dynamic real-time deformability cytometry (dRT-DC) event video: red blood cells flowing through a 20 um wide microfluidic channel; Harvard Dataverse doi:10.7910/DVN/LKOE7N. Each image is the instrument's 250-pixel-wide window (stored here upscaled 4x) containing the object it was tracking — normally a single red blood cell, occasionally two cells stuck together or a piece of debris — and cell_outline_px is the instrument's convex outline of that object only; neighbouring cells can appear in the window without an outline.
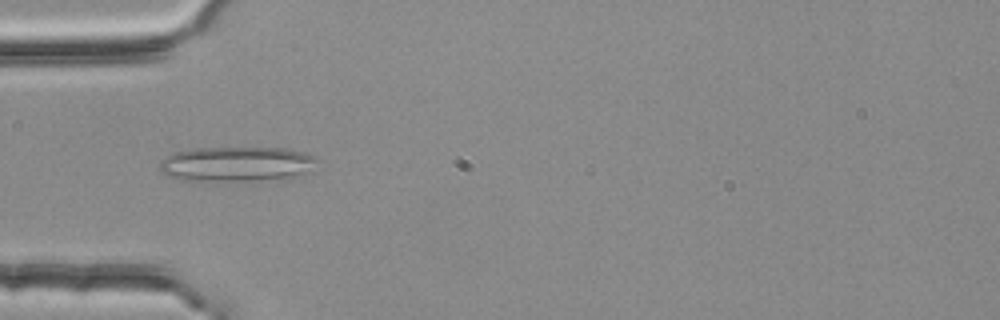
{"species": "common noctule bat (a hibernating species)", "species_latin": "Nyctalus noctula", "temperature_condition": "room temperature", "stored_images_in_passage": 1, "camera_frame_rate_fps": 3000, "um_per_image_px": 0.085, "animal": {"sex": "female", "body_mass_g": 25.1}, "frame": {"image": 1, "passage_image": 1, "time_ms": 0.0, "image_size_px": [1000, 320], "cell_outline_px": [[320, 160], [312, 172], [292, 176], [252, 180], [184, 180], [168, 176], [160, 168], [160, 164], [168, 156], [176, 152], [188, 148], [288, 148], [304, 152], [316, 156]], "centroid_in_image_um": [20.2, 13.92], "position_along_channel_um": 64.8, "area_um2": 31.79}}